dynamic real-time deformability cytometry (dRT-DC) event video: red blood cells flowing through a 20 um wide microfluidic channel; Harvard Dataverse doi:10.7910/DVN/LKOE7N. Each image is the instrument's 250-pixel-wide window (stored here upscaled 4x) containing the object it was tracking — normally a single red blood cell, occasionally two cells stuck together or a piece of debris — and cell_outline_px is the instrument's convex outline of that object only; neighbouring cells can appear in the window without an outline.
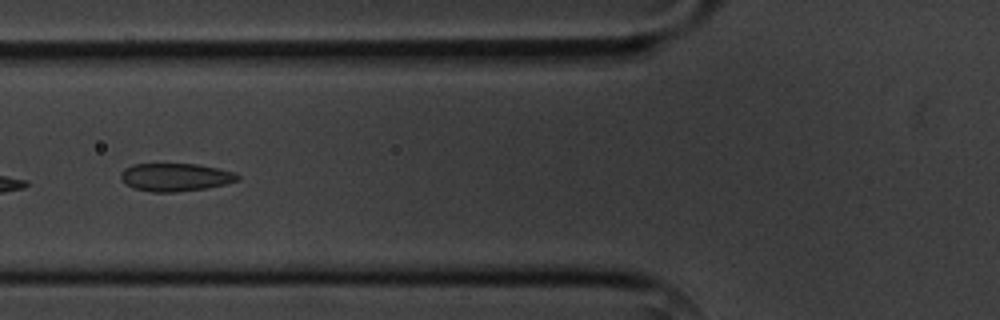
{"species": "common noctule bat (a hibernating species)", "species_latin": "Nyctalus noctula", "temperature_condition": "cold", "stored_images_in_passage": 7, "camera_frame_rate_fps": 3000, "um_per_image_px": 0.085, "animal": {"sex": "male", "body_mass_g": 20.1, "forearm_length_mm": 53.5}, "frame": {"image": 1, "passage_image": 6, "time_ms": 6.0, "image_size_px": [1000, 320], "cell_outline_px": [[240, 176], [236, 180], [224, 184], [208, 188], [176, 192], [152, 192], [136, 188], [128, 184], [120, 176], [120, 172], [124, 168], [132, 164], [196, 164], [236, 172]], "centroid_in_image_um": [14.91, 15.05], "position_along_channel_um": 110.9, "area_um2": 18.84}}
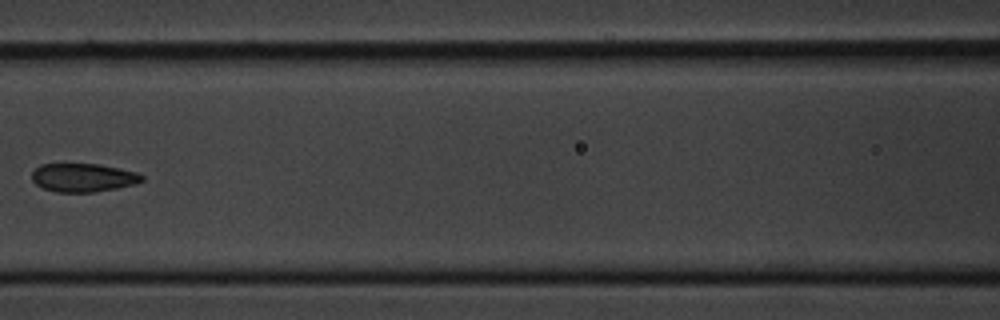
{"frame": {"image": 2, "passage_image": 7, "time_ms": 7.333, "image_size_px": [1000, 320], "cell_outline_px": [[144, 180], [136, 184], [116, 188], [92, 192], [56, 192], [44, 188], [36, 184], [32, 180], [32, 172], [40, 164], [100, 164], [120, 168], [136, 172], [144, 176]], "centroid_in_image_um": [7.08, 15.09], "position_along_channel_um": 159.5, "area_um2": 18.26}}